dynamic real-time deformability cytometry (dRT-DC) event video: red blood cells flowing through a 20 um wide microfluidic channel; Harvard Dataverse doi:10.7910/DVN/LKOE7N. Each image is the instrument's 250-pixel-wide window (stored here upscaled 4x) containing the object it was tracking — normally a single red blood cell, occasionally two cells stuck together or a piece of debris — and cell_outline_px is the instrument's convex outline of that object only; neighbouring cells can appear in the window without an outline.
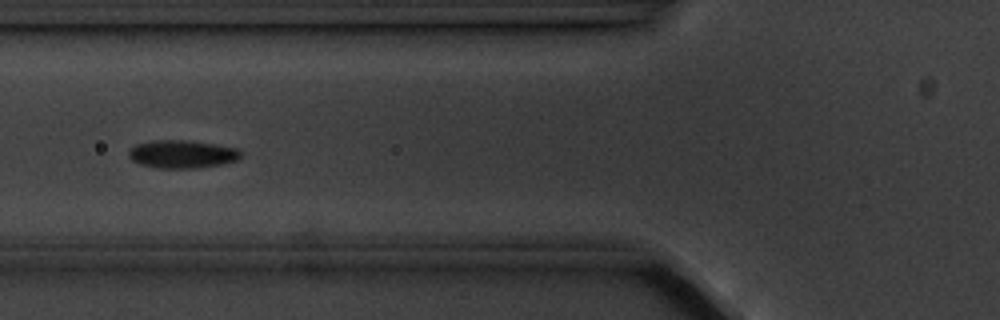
{"species": "common noctule bat (a hibernating species)", "species_latin": "Nyctalus noctula", "temperature_condition": "cold", "stored_images_in_passage": 12, "camera_frame_rate_fps": 3000, "um_per_image_px": 0.085, "animal": {"sex": "male", "body_mass_g": 20.1, "forearm_length_mm": 53.5}, "frame": {"image": 1, "passage_image": 3, "time_ms": 2.333, "image_size_px": [1000, 320], "cell_outline_px": [[244, 152], [236, 160], [220, 164], [200, 168], [156, 168], [140, 164], [132, 160], [128, 156], [128, 152], [136, 144], [152, 140], [184, 140], [216, 144], [236, 148]], "centroid_in_image_um": [15.47, 13.1], "position_along_channel_um": 110.3, "area_um2": 18.32}}
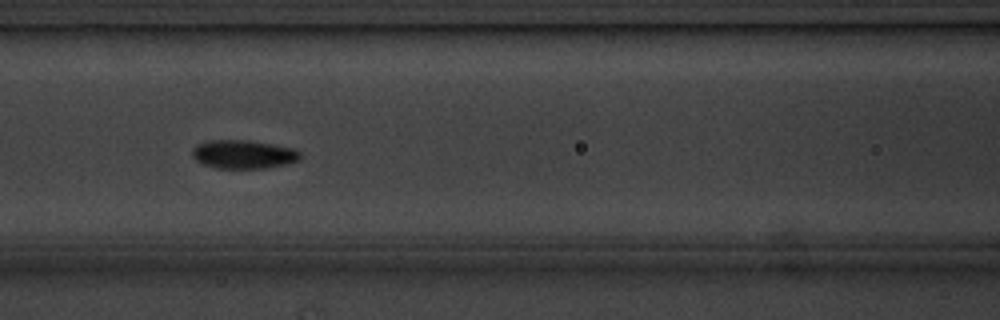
{"frame": {"image": 2, "passage_image": 4, "time_ms": 3.333, "image_size_px": [1000, 320], "cell_outline_px": [[304, 156], [300, 160], [268, 168], [216, 168], [204, 164], [196, 160], [192, 156], [192, 148], [196, 144], [208, 140], [248, 140], [296, 148]], "centroid_in_image_um": [20.72, 13.11], "position_along_channel_um": 145.9, "area_um2": 18.21}}
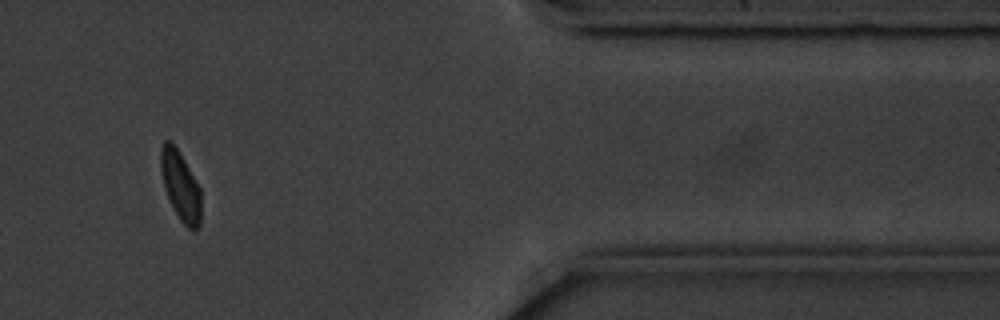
{"frame": {"image": 3, "passage_image": 10, "time_ms": 11.333, "image_size_px": [1000, 320], "cell_outline_px": [[200, 224], [192, 232], [180, 220], [164, 188], [160, 168], [160, 148], [164, 140], [172, 140], [184, 160], [200, 188]], "centroid_in_image_um": [15.32, 15.76], "position_along_channel_um": 396.1, "area_um2": 16.13}, "authors_computed_cell_mechanics": {"area_um2": 16.7331, "velocity_mm_per_s": 3.5339, "shape_relaxation_time_tau1_ms": 1.4373, "shape_relaxation_time_tau2_ms": null, "deformation_change_tau1": 0.0506, "deformation_change_tau2": null}}